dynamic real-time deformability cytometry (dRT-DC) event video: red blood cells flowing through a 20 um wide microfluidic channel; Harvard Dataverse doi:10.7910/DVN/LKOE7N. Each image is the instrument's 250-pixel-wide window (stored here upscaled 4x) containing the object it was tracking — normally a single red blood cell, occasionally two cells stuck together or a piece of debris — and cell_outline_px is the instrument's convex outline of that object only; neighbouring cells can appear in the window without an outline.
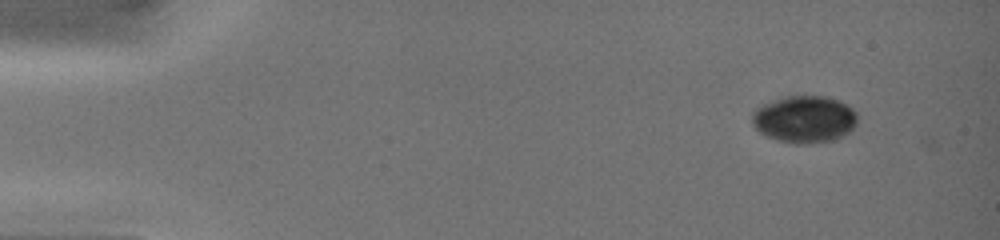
{"species": "common noctule bat (a hibernating species)", "species_latin": "Nyctalus noctula", "temperature_condition": "warm", "stored_images_in_passage": 2, "camera_frame_rate_fps": 3000, "um_per_image_px": 0.085, "animal": {"sex": "female", "body_mass_g": 19.0, "forearm_length_mm": 51.5}, "frame": {"image": 1, "passage_image": 1, "time_ms": 0.0, "image_size_px": [1000, 240], "cell_outline_px": [[856, 124], [848, 132], [836, 140], [808, 144], [788, 144], [776, 140], [760, 132], [752, 124], [752, 112], [756, 108], [764, 104], [784, 96], [828, 96], [840, 100], [852, 108], [856, 112]], "centroid_in_image_um": [68.37, 10.14], "position_along_channel_um": 16.6, "area_um2": 29.19}}